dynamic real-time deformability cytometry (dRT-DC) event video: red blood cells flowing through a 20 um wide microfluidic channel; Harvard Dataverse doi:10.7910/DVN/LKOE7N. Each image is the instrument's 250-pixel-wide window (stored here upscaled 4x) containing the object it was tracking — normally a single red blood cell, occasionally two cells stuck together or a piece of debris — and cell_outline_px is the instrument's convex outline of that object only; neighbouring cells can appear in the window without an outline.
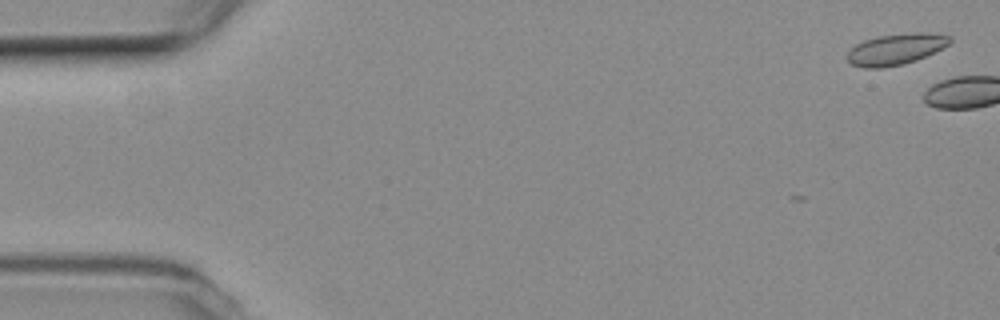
{"species": "common noctule bat (a hibernating species)", "species_latin": "Nyctalus noctula", "temperature_condition": "room temperature", "stored_images_in_passage": 2, "camera_frame_rate_fps": 3000, "um_per_image_px": 0.085, "animal": {"sex": "female", "body_mass_g": 19.3, "forearm_length_mm": 54.1}, "frame": {"image": 1, "passage_image": 2, "time_ms": 0.333, "image_size_px": [1000, 320], "cell_outline_px": [[952, 40], [948, 44], [916, 60], [904, 64], [880, 68], [864, 68], [852, 64], [844, 56], [856, 44], [864, 40], [880, 36], [912, 32], [920, 32], [952, 36]], "centroid_in_image_um": [76.1, 4.18], "position_along_channel_um": 8.9, "area_um2": 18.38}}